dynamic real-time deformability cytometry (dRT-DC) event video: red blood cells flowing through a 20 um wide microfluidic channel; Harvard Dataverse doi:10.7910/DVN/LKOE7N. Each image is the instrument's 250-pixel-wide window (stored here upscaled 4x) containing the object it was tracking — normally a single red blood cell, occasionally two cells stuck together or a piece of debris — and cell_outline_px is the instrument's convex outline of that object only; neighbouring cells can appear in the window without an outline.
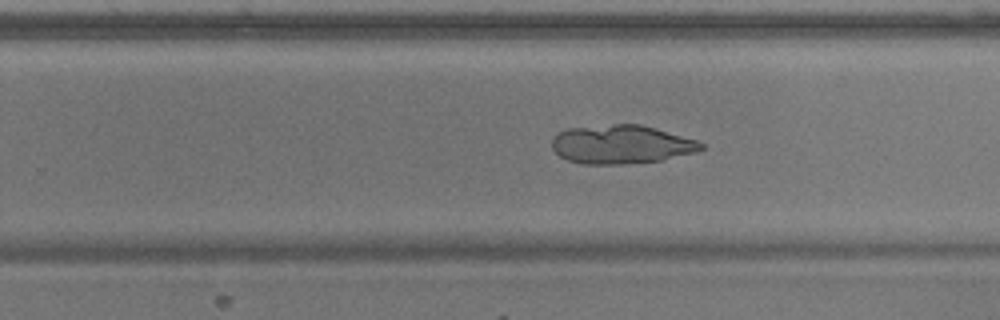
{"species": "common noctule bat (a hibernating species)", "species_latin": "Nyctalus noctula", "temperature_condition": "warm", "stored_images_in_passage": 38, "camera_frame_rate_fps": 3000, "um_per_image_px": 0.085, "animal": {"sex": "male", "body_mass_g": 17.9}, "frame": {"image": 1, "passage_image": 24, "time_ms": 7.667, "image_size_px": [1000, 320], "cell_outline_px": [[704, 148], [696, 152], [660, 160], [620, 164], [584, 164], [568, 160], [560, 156], [552, 148], [552, 136], [568, 128], [616, 124], [640, 124], [696, 140], [704, 144]], "centroid_in_image_um": [52.78, 12.27], "position_along_channel_um": 277.0, "area_um2": 33.29}}
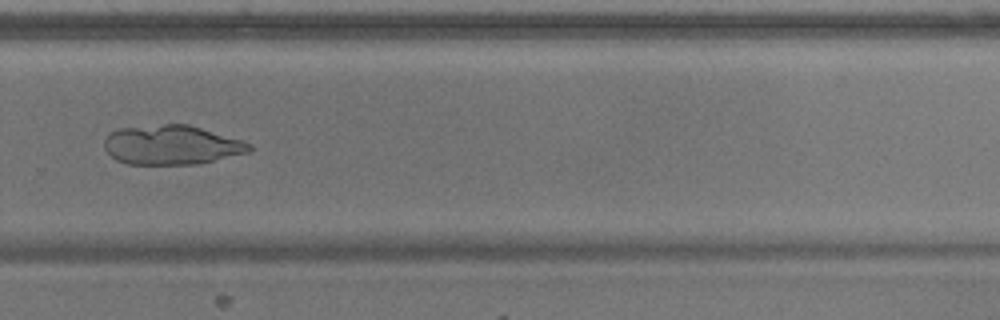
{"frame": {"image": 2, "passage_image": 27, "time_ms": 8.667, "image_size_px": [1000, 320], "cell_outline_px": [[252, 148], [248, 152], [196, 164], [128, 164], [116, 160], [104, 148], [104, 140], [112, 132], [120, 128], [164, 124], [188, 124], [244, 140], [252, 144]], "centroid_in_image_um": [14.6, 12.31], "position_along_channel_um": 315.2, "area_um2": 33.12}}